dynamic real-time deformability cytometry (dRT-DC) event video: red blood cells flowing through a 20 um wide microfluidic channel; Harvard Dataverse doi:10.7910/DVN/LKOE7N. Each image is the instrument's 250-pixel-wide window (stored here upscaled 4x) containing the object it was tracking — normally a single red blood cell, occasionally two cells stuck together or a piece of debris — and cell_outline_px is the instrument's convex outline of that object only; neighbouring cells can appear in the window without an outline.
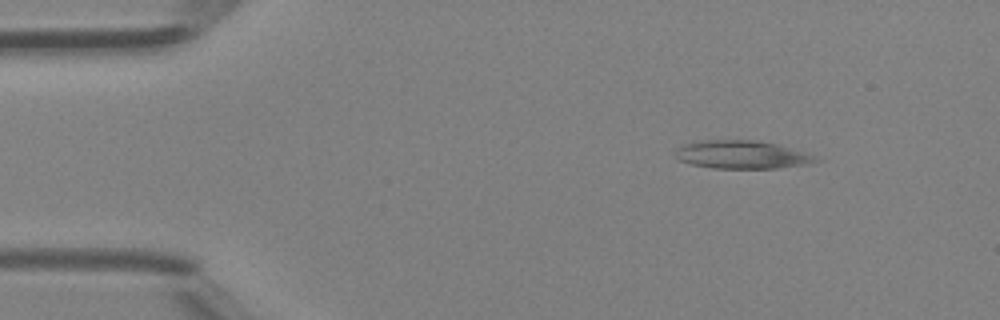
{"species": "Egyptian fruit bat (a non-hibernating species)", "species_latin": "Rousettus aegyptiacus", "temperature_condition": "room temperature", "stored_images_in_passage": 42, "camera_frame_rate_fps": 3000, "um_per_image_px": 0.085, "animal": {"sex": "female"}, "frame": {"image": 1, "passage_image": 1, "time_ms": 0.0, "image_size_px": [1000, 320], "cell_outline_px": [[824, 160], [808, 164], [776, 168], [712, 168], [692, 164], [680, 160], [676, 156], [676, 148], [684, 144], [696, 140], [756, 140], [776, 144], [804, 152]], "centroid_in_image_um": [63.05, 13.14], "position_along_channel_um": 21.9, "area_um2": 22.95}}
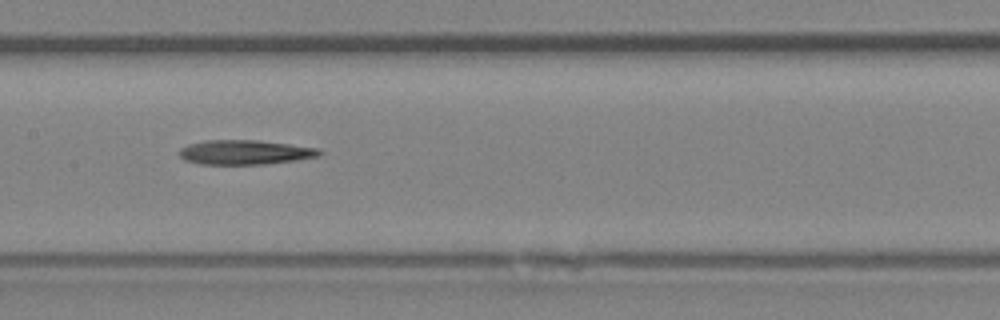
{"frame": {"image": 2, "passage_image": 18, "time_ms": 5.667, "image_size_px": [1000, 320], "cell_outline_px": [[324, 152], [320, 156], [296, 160], [264, 164], [200, 164], [184, 160], [176, 152], [180, 148], [188, 144], [204, 140], [256, 140], [320, 148]], "centroid_in_image_um": [20.8, 12.94], "position_along_channel_um": 186.6, "area_um2": 20.17}}
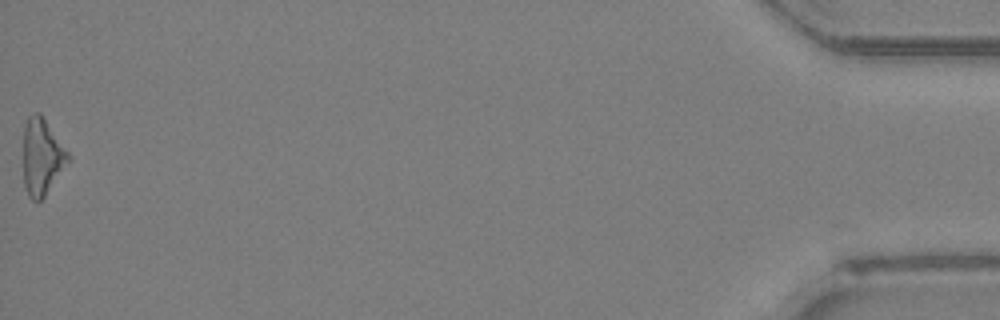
{"frame": {"image": 3, "passage_image": 42, "time_ms": 13.667, "image_size_px": [1000, 320], "cell_outline_px": [[72, 160], [44, 196], [36, 204], [28, 196], [24, 184], [24, 124], [28, 116], [36, 112], [40, 112], [72, 156]], "centroid_in_image_um": [3.6, 13.33], "position_along_channel_um": 431.6, "area_um2": 20.35}}